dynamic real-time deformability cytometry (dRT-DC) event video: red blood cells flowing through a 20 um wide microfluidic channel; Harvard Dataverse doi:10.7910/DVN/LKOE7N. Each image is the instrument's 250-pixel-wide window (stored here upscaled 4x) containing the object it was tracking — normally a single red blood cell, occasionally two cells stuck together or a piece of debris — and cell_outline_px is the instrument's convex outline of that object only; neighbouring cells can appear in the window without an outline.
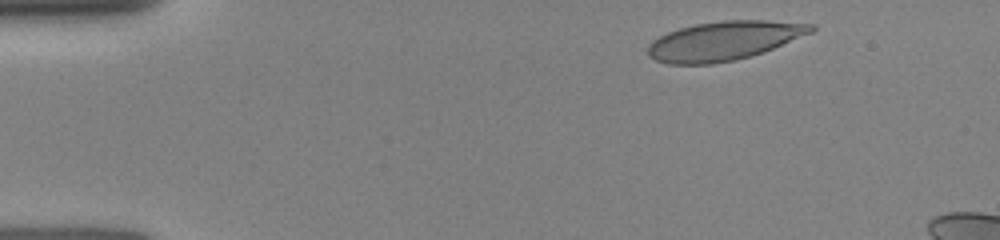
{"species": "human", "species_latin": "Homo sapiens", "temperature_condition": "room temperature", "stored_images_in_passage": 10, "camera_frame_rate_fps": 3000, "um_per_image_px": 0.085, "donor": {"sex": "female"}, "frame": {"image": 1, "passage_image": 2, "time_ms": 0.667, "image_size_px": [1000, 240], "cell_outline_px": [[816, 28], [812, 32], [764, 52], [736, 60], [712, 64], [668, 64], [656, 60], [648, 56], [648, 44], [652, 40], [668, 32], [680, 28], [696, 24], [724, 20], [768, 20], [816, 24]], "centroid_in_image_um": [61.55, 3.47], "position_along_channel_um": 23.5, "area_um2": 37.17}}